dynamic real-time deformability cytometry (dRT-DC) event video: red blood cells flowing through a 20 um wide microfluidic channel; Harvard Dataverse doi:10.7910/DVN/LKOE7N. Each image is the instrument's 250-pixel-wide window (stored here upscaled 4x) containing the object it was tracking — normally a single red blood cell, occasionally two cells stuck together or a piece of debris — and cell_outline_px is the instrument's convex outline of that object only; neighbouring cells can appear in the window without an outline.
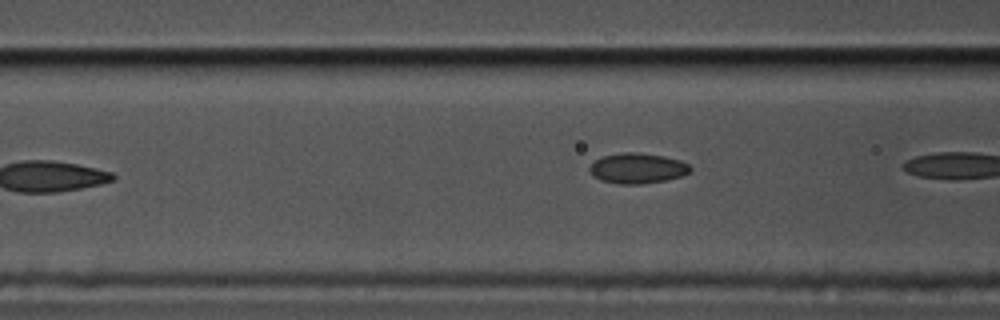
{"species": "common noctule bat (a hibernating species)", "species_latin": "Nyctalus noctula", "temperature_condition": "cold", "stored_images_in_passage": 8, "camera_frame_rate_fps": 3000, "um_per_image_px": 0.085, "animal": {"sex": "male", "body_mass_g": 17.5, "forearm_length_mm": 52.3}, "frame": {"image": 1, "passage_image": 7, "time_ms": 2.0, "image_size_px": [1000, 320], "cell_outline_px": [[692, 168], [688, 172], [680, 176], [664, 180], [644, 184], [620, 184], [600, 180], [592, 176], [588, 168], [596, 160], [604, 156], [624, 152], [636, 152], [664, 156], [680, 160], [688, 164]], "centroid_in_image_um": [54.16, 14.3], "position_along_channel_um": 112.4, "area_um2": 17.69}}